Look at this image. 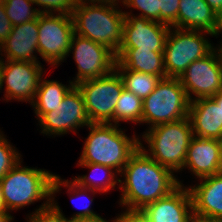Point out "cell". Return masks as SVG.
<instances>
[{
	"mask_svg": "<svg viewBox=\"0 0 222 222\" xmlns=\"http://www.w3.org/2000/svg\"><path fill=\"white\" fill-rule=\"evenodd\" d=\"M121 174L125 181H119L123 184L119 187L123 190L120 204L132 210H142L182 185L172 170L158 164L140 147L129 158Z\"/></svg>",
	"mask_w": 222,
	"mask_h": 222,
	"instance_id": "obj_1",
	"label": "cell"
},
{
	"mask_svg": "<svg viewBox=\"0 0 222 222\" xmlns=\"http://www.w3.org/2000/svg\"><path fill=\"white\" fill-rule=\"evenodd\" d=\"M117 5L116 2H76L72 12L75 33L104 45L117 54L125 20L124 12L118 10Z\"/></svg>",
	"mask_w": 222,
	"mask_h": 222,
	"instance_id": "obj_2",
	"label": "cell"
},
{
	"mask_svg": "<svg viewBox=\"0 0 222 222\" xmlns=\"http://www.w3.org/2000/svg\"><path fill=\"white\" fill-rule=\"evenodd\" d=\"M79 163H94L112 167L121 173L129 158L140 147V140L127 137L112 123H90Z\"/></svg>",
	"mask_w": 222,
	"mask_h": 222,
	"instance_id": "obj_3",
	"label": "cell"
},
{
	"mask_svg": "<svg viewBox=\"0 0 222 222\" xmlns=\"http://www.w3.org/2000/svg\"><path fill=\"white\" fill-rule=\"evenodd\" d=\"M143 138L149 145L148 151L140 141V148L158 164L173 172L183 169L187 149L193 138V130L189 117L173 122L150 127Z\"/></svg>",
	"mask_w": 222,
	"mask_h": 222,
	"instance_id": "obj_4",
	"label": "cell"
},
{
	"mask_svg": "<svg viewBox=\"0 0 222 222\" xmlns=\"http://www.w3.org/2000/svg\"><path fill=\"white\" fill-rule=\"evenodd\" d=\"M54 174L17 163L2 179L0 187L7 210H17L38 200H51Z\"/></svg>",
	"mask_w": 222,
	"mask_h": 222,
	"instance_id": "obj_5",
	"label": "cell"
},
{
	"mask_svg": "<svg viewBox=\"0 0 222 222\" xmlns=\"http://www.w3.org/2000/svg\"><path fill=\"white\" fill-rule=\"evenodd\" d=\"M190 100L179 78L160 80L154 91L143 100L142 122L154 127L188 117Z\"/></svg>",
	"mask_w": 222,
	"mask_h": 222,
	"instance_id": "obj_6",
	"label": "cell"
},
{
	"mask_svg": "<svg viewBox=\"0 0 222 222\" xmlns=\"http://www.w3.org/2000/svg\"><path fill=\"white\" fill-rule=\"evenodd\" d=\"M169 30L164 48L166 77L179 78L194 61L207 56L214 48L202 31L175 28Z\"/></svg>",
	"mask_w": 222,
	"mask_h": 222,
	"instance_id": "obj_7",
	"label": "cell"
},
{
	"mask_svg": "<svg viewBox=\"0 0 222 222\" xmlns=\"http://www.w3.org/2000/svg\"><path fill=\"white\" fill-rule=\"evenodd\" d=\"M80 90L90 123H112L113 114L124 89L121 77L114 69L96 79L80 82Z\"/></svg>",
	"mask_w": 222,
	"mask_h": 222,
	"instance_id": "obj_8",
	"label": "cell"
},
{
	"mask_svg": "<svg viewBox=\"0 0 222 222\" xmlns=\"http://www.w3.org/2000/svg\"><path fill=\"white\" fill-rule=\"evenodd\" d=\"M74 31L72 15L44 14L38 16V53L50 65H57L69 54Z\"/></svg>",
	"mask_w": 222,
	"mask_h": 222,
	"instance_id": "obj_9",
	"label": "cell"
},
{
	"mask_svg": "<svg viewBox=\"0 0 222 222\" xmlns=\"http://www.w3.org/2000/svg\"><path fill=\"white\" fill-rule=\"evenodd\" d=\"M70 51L78 69L75 81H72L74 85L107 75L115 69L117 59L112 50L76 33L72 36Z\"/></svg>",
	"mask_w": 222,
	"mask_h": 222,
	"instance_id": "obj_10",
	"label": "cell"
},
{
	"mask_svg": "<svg viewBox=\"0 0 222 222\" xmlns=\"http://www.w3.org/2000/svg\"><path fill=\"white\" fill-rule=\"evenodd\" d=\"M190 101L213 97L222 91V62L215 48L192 62L179 77ZM190 93L196 95L192 99Z\"/></svg>",
	"mask_w": 222,
	"mask_h": 222,
	"instance_id": "obj_11",
	"label": "cell"
},
{
	"mask_svg": "<svg viewBox=\"0 0 222 222\" xmlns=\"http://www.w3.org/2000/svg\"><path fill=\"white\" fill-rule=\"evenodd\" d=\"M43 134L61 135L68 131H75L79 127L89 126L83 96L74 85L63 98L61 104L44 113L39 118ZM78 127V128H77Z\"/></svg>",
	"mask_w": 222,
	"mask_h": 222,
	"instance_id": "obj_12",
	"label": "cell"
},
{
	"mask_svg": "<svg viewBox=\"0 0 222 222\" xmlns=\"http://www.w3.org/2000/svg\"><path fill=\"white\" fill-rule=\"evenodd\" d=\"M122 42L118 50L164 52L170 26L124 12ZM132 16V17H131Z\"/></svg>",
	"mask_w": 222,
	"mask_h": 222,
	"instance_id": "obj_13",
	"label": "cell"
},
{
	"mask_svg": "<svg viewBox=\"0 0 222 222\" xmlns=\"http://www.w3.org/2000/svg\"><path fill=\"white\" fill-rule=\"evenodd\" d=\"M42 69L40 63L3 61L2 86L5 82L6 100L29 101L32 105L43 74Z\"/></svg>",
	"mask_w": 222,
	"mask_h": 222,
	"instance_id": "obj_14",
	"label": "cell"
},
{
	"mask_svg": "<svg viewBox=\"0 0 222 222\" xmlns=\"http://www.w3.org/2000/svg\"><path fill=\"white\" fill-rule=\"evenodd\" d=\"M222 141L193 136L187 149L185 167L199 179L221 172Z\"/></svg>",
	"mask_w": 222,
	"mask_h": 222,
	"instance_id": "obj_15",
	"label": "cell"
},
{
	"mask_svg": "<svg viewBox=\"0 0 222 222\" xmlns=\"http://www.w3.org/2000/svg\"><path fill=\"white\" fill-rule=\"evenodd\" d=\"M192 209L189 189L179 185L167 196L145 206L142 211L151 222H189Z\"/></svg>",
	"mask_w": 222,
	"mask_h": 222,
	"instance_id": "obj_16",
	"label": "cell"
},
{
	"mask_svg": "<svg viewBox=\"0 0 222 222\" xmlns=\"http://www.w3.org/2000/svg\"><path fill=\"white\" fill-rule=\"evenodd\" d=\"M200 180V184L188 188L192 198L193 214L222 221V172Z\"/></svg>",
	"mask_w": 222,
	"mask_h": 222,
	"instance_id": "obj_17",
	"label": "cell"
},
{
	"mask_svg": "<svg viewBox=\"0 0 222 222\" xmlns=\"http://www.w3.org/2000/svg\"><path fill=\"white\" fill-rule=\"evenodd\" d=\"M188 117L193 136L222 141L221 105H218L211 97L190 101Z\"/></svg>",
	"mask_w": 222,
	"mask_h": 222,
	"instance_id": "obj_18",
	"label": "cell"
},
{
	"mask_svg": "<svg viewBox=\"0 0 222 222\" xmlns=\"http://www.w3.org/2000/svg\"><path fill=\"white\" fill-rule=\"evenodd\" d=\"M38 19L13 26L12 32L0 46L7 60L40 63L33 53L38 52Z\"/></svg>",
	"mask_w": 222,
	"mask_h": 222,
	"instance_id": "obj_19",
	"label": "cell"
},
{
	"mask_svg": "<svg viewBox=\"0 0 222 222\" xmlns=\"http://www.w3.org/2000/svg\"><path fill=\"white\" fill-rule=\"evenodd\" d=\"M177 28L202 31L214 36L219 27V16L205 0H180Z\"/></svg>",
	"mask_w": 222,
	"mask_h": 222,
	"instance_id": "obj_20",
	"label": "cell"
},
{
	"mask_svg": "<svg viewBox=\"0 0 222 222\" xmlns=\"http://www.w3.org/2000/svg\"><path fill=\"white\" fill-rule=\"evenodd\" d=\"M79 166H84V167H88L89 169H91V171H104L105 174H107L106 177L108 178H104L103 179H95L93 176L91 177L90 175L87 177V175H84L82 177L78 176L76 178H74V181L72 182L68 180H61V178L57 175L54 176V178L52 179L51 182V196H53V194H55L56 192L59 191V189L61 188L62 185H65V187H69L68 191L70 192L69 194H72L73 196L77 195L76 197L80 196H87L86 192L87 191H92L93 194L95 193V191H99V192H107L109 191L111 188H115V185L117 183V181L119 182L120 179L117 178V180H115L116 177H114V172L112 171L113 168L106 166V165H101V164H94V163H79ZM106 171V172H105ZM95 172V173H96ZM102 178V177H101ZM95 179V180H93ZM99 180V181H98ZM103 180V181H102ZM72 192V193H71Z\"/></svg>",
	"mask_w": 222,
	"mask_h": 222,
	"instance_id": "obj_21",
	"label": "cell"
},
{
	"mask_svg": "<svg viewBox=\"0 0 222 222\" xmlns=\"http://www.w3.org/2000/svg\"><path fill=\"white\" fill-rule=\"evenodd\" d=\"M115 69H128L166 78L164 52L150 50H118Z\"/></svg>",
	"mask_w": 222,
	"mask_h": 222,
	"instance_id": "obj_22",
	"label": "cell"
},
{
	"mask_svg": "<svg viewBox=\"0 0 222 222\" xmlns=\"http://www.w3.org/2000/svg\"><path fill=\"white\" fill-rule=\"evenodd\" d=\"M74 86L70 82L69 86H65L58 81H50L40 79L39 86L36 92V97L32 106L38 119L47 112H51L58 104H61L63 98L68 91Z\"/></svg>",
	"mask_w": 222,
	"mask_h": 222,
	"instance_id": "obj_23",
	"label": "cell"
},
{
	"mask_svg": "<svg viewBox=\"0 0 222 222\" xmlns=\"http://www.w3.org/2000/svg\"><path fill=\"white\" fill-rule=\"evenodd\" d=\"M121 77L124 89L132 92L142 100L148 97L162 79L148 73L129 71L128 69H115Z\"/></svg>",
	"mask_w": 222,
	"mask_h": 222,
	"instance_id": "obj_24",
	"label": "cell"
},
{
	"mask_svg": "<svg viewBox=\"0 0 222 222\" xmlns=\"http://www.w3.org/2000/svg\"><path fill=\"white\" fill-rule=\"evenodd\" d=\"M142 109L143 100L132 92L123 89L114 110V125H119L118 123L120 121H130L141 124Z\"/></svg>",
	"mask_w": 222,
	"mask_h": 222,
	"instance_id": "obj_25",
	"label": "cell"
},
{
	"mask_svg": "<svg viewBox=\"0 0 222 222\" xmlns=\"http://www.w3.org/2000/svg\"><path fill=\"white\" fill-rule=\"evenodd\" d=\"M30 4L33 5L34 2L32 0H5L4 9L13 26L38 19L42 10L33 9Z\"/></svg>",
	"mask_w": 222,
	"mask_h": 222,
	"instance_id": "obj_26",
	"label": "cell"
},
{
	"mask_svg": "<svg viewBox=\"0 0 222 222\" xmlns=\"http://www.w3.org/2000/svg\"><path fill=\"white\" fill-rule=\"evenodd\" d=\"M53 199L47 200L40 208L34 211V214L29 216V222H75L74 220L67 219L60 211V207L56 205Z\"/></svg>",
	"mask_w": 222,
	"mask_h": 222,
	"instance_id": "obj_27",
	"label": "cell"
},
{
	"mask_svg": "<svg viewBox=\"0 0 222 222\" xmlns=\"http://www.w3.org/2000/svg\"><path fill=\"white\" fill-rule=\"evenodd\" d=\"M19 154L0 132V179L21 161Z\"/></svg>",
	"mask_w": 222,
	"mask_h": 222,
	"instance_id": "obj_28",
	"label": "cell"
},
{
	"mask_svg": "<svg viewBox=\"0 0 222 222\" xmlns=\"http://www.w3.org/2000/svg\"><path fill=\"white\" fill-rule=\"evenodd\" d=\"M124 6L139 9L142 13L139 17L160 22L159 0H123Z\"/></svg>",
	"mask_w": 222,
	"mask_h": 222,
	"instance_id": "obj_29",
	"label": "cell"
},
{
	"mask_svg": "<svg viewBox=\"0 0 222 222\" xmlns=\"http://www.w3.org/2000/svg\"><path fill=\"white\" fill-rule=\"evenodd\" d=\"M34 4L44 8L41 13L53 14V12H58V14L72 15L73 9L76 4V0H32Z\"/></svg>",
	"mask_w": 222,
	"mask_h": 222,
	"instance_id": "obj_30",
	"label": "cell"
},
{
	"mask_svg": "<svg viewBox=\"0 0 222 222\" xmlns=\"http://www.w3.org/2000/svg\"><path fill=\"white\" fill-rule=\"evenodd\" d=\"M180 0H159L160 22L177 28V15Z\"/></svg>",
	"mask_w": 222,
	"mask_h": 222,
	"instance_id": "obj_31",
	"label": "cell"
},
{
	"mask_svg": "<svg viewBox=\"0 0 222 222\" xmlns=\"http://www.w3.org/2000/svg\"><path fill=\"white\" fill-rule=\"evenodd\" d=\"M117 222H151L142 210L127 209L117 217Z\"/></svg>",
	"mask_w": 222,
	"mask_h": 222,
	"instance_id": "obj_32",
	"label": "cell"
},
{
	"mask_svg": "<svg viewBox=\"0 0 222 222\" xmlns=\"http://www.w3.org/2000/svg\"><path fill=\"white\" fill-rule=\"evenodd\" d=\"M13 25L6 15L4 5H0V46L6 41L8 35L12 32Z\"/></svg>",
	"mask_w": 222,
	"mask_h": 222,
	"instance_id": "obj_33",
	"label": "cell"
},
{
	"mask_svg": "<svg viewBox=\"0 0 222 222\" xmlns=\"http://www.w3.org/2000/svg\"><path fill=\"white\" fill-rule=\"evenodd\" d=\"M79 198H80V196H79ZM92 202H93V199L89 200L88 204L83 205L82 211L73 215V217H71V219L76 221V220H79V219H82V218H88V217H91V216L98 215L95 212H93L92 210H90V208H89Z\"/></svg>",
	"mask_w": 222,
	"mask_h": 222,
	"instance_id": "obj_34",
	"label": "cell"
},
{
	"mask_svg": "<svg viewBox=\"0 0 222 222\" xmlns=\"http://www.w3.org/2000/svg\"><path fill=\"white\" fill-rule=\"evenodd\" d=\"M205 2L211 7L217 16H220L222 13V0H205Z\"/></svg>",
	"mask_w": 222,
	"mask_h": 222,
	"instance_id": "obj_35",
	"label": "cell"
},
{
	"mask_svg": "<svg viewBox=\"0 0 222 222\" xmlns=\"http://www.w3.org/2000/svg\"><path fill=\"white\" fill-rule=\"evenodd\" d=\"M75 222H107V221L104 220L101 216L95 215L88 218H82V219L76 220ZM113 222H117V218H115Z\"/></svg>",
	"mask_w": 222,
	"mask_h": 222,
	"instance_id": "obj_36",
	"label": "cell"
},
{
	"mask_svg": "<svg viewBox=\"0 0 222 222\" xmlns=\"http://www.w3.org/2000/svg\"><path fill=\"white\" fill-rule=\"evenodd\" d=\"M189 222H218L216 220H212V219H209V218H203V217H199V216H196V215H192Z\"/></svg>",
	"mask_w": 222,
	"mask_h": 222,
	"instance_id": "obj_37",
	"label": "cell"
},
{
	"mask_svg": "<svg viewBox=\"0 0 222 222\" xmlns=\"http://www.w3.org/2000/svg\"><path fill=\"white\" fill-rule=\"evenodd\" d=\"M13 216L9 212H0V222H10Z\"/></svg>",
	"mask_w": 222,
	"mask_h": 222,
	"instance_id": "obj_38",
	"label": "cell"
},
{
	"mask_svg": "<svg viewBox=\"0 0 222 222\" xmlns=\"http://www.w3.org/2000/svg\"><path fill=\"white\" fill-rule=\"evenodd\" d=\"M0 212H8L0 187Z\"/></svg>",
	"mask_w": 222,
	"mask_h": 222,
	"instance_id": "obj_39",
	"label": "cell"
},
{
	"mask_svg": "<svg viewBox=\"0 0 222 222\" xmlns=\"http://www.w3.org/2000/svg\"><path fill=\"white\" fill-rule=\"evenodd\" d=\"M218 105H221L222 113V91L211 97Z\"/></svg>",
	"mask_w": 222,
	"mask_h": 222,
	"instance_id": "obj_40",
	"label": "cell"
},
{
	"mask_svg": "<svg viewBox=\"0 0 222 222\" xmlns=\"http://www.w3.org/2000/svg\"><path fill=\"white\" fill-rule=\"evenodd\" d=\"M219 32L222 33V28H219V29L217 30V33H216L214 36L219 35ZM215 51L217 52V54H218V56H219V58H220V60H221V62H222V44H221V47H218V49L215 48Z\"/></svg>",
	"mask_w": 222,
	"mask_h": 222,
	"instance_id": "obj_41",
	"label": "cell"
},
{
	"mask_svg": "<svg viewBox=\"0 0 222 222\" xmlns=\"http://www.w3.org/2000/svg\"><path fill=\"white\" fill-rule=\"evenodd\" d=\"M80 1H86V2H87V1H88V2H89V1H90V2H91V1H96V2L98 1V2H111V3H115V2L117 3V2H119V0H76V2H80Z\"/></svg>",
	"mask_w": 222,
	"mask_h": 222,
	"instance_id": "obj_42",
	"label": "cell"
},
{
	"mask_svg": "<svg viewBox=\"0 0 222 222\" xmlns=\"http://www.w3.org/2000/svg\"><path fill=\"white\" fill-rule=\"evenodd\" d=\"M2 67H3V59L0 60V90L2 89Z\"/></svg>",
	"mask_w": 222,
	"mask_h": 222,
	"instance_id": "obj_43",
	"label": "cell"
},
{
	"mask_svg": "<svg viewBox=\"0 0 222 222\" xmlns=\"http://www.w3.org/2000/svg\"><path fill=\"white\" fill-rule=\"evenodd\" d=\"M219 27L222 28V13L219 16Z\"/></svg>",
	"mask_w": 222,
	"mask_h": 222,
	"instance_id": "obj_44",
	"label": "cell"
},
{
	"mask_svg": "<svg viewBox=\"0 0 222 222\" xmlns=\"http://www.w3.org/2000/svg\"><path fill=\"white\" fill-rule=\"evenodd\" d=\"M5 0H0V5H3Z\"/></svg>",
	"mask_w": 222,
	"mask_h": 222,
	"instance_id": "obj_45",
	"label": "cell"
}]
</instances>
